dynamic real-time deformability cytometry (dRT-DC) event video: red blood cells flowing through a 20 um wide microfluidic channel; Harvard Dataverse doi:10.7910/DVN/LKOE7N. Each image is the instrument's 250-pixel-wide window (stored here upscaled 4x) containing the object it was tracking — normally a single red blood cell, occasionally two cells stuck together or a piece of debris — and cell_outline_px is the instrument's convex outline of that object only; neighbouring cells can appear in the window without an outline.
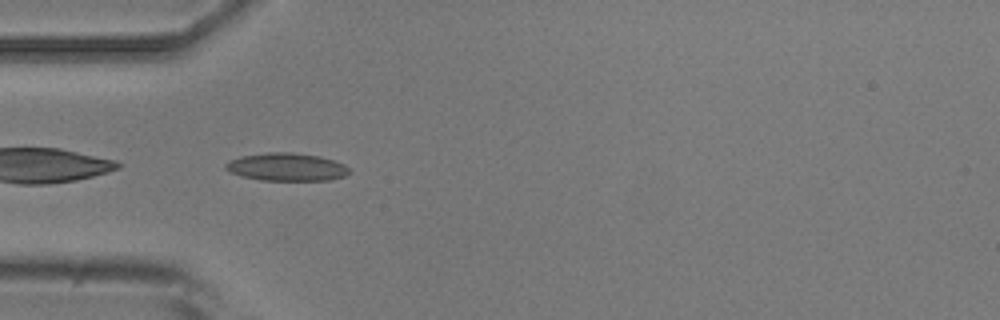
{"species": "common noctule bat (a hibernating species)", "species_latin": "Nyctalus noctula", "temperature_condition": "room temperature", "stored_images_in_passage": 6, "camera_frame_rate_fps": 3000, "um_per_image_px": 0.085, "animal": {"sex": "male", "body_mass_g": 20.5, "forearm_length_mm": 52.5}, "frame": {"image": 1, "passage_image": 5, "time_ms": 4.667, "image_size_px": [1000, 320], "cell_outline_px": [[348, 172], [344, 176], [328, 180], [260, 180], [240, 176], [228, 172], [224, 168], [224, 164], [228, 160], [240, 156], [268, 152], [292, 152], [320, 156], [344, 164], [348, 168]], "centroid_in_image_um": [24.28, 14.19], "position_along_channel_um": 60.7, "area_um2": 20.17}}